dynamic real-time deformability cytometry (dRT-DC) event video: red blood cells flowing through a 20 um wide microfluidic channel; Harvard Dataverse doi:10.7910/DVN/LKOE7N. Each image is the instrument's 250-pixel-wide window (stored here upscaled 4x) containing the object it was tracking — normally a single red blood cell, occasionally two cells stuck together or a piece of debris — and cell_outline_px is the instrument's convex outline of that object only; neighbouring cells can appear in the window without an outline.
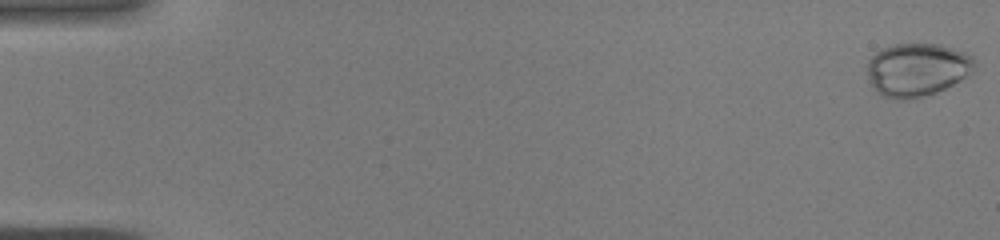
{"species": "common noctule bat (a hibernating species)", "species_latin": "Nyctalus noctula", "temperature_condition": "warm", "stored_images_in_passage": 44, "camera_frame_rate_fps": 3000, "um_per_image_px": 0.085, "animal": {"sex": "male", "body_mass_g": 19.0, "forearm_length_mm": 50.8}, "frame": {"image": 1, "passage_image": 1, "time_ms": 0.0, "image_size_px": [1000, 240], "cell_outline_px": [[972, 72], [960, 80], [936, 92], [912, 100], [896, 100], [884, 96], [876, 92], [868, 76], [868, 60], [880, 48], [896, 44], [940, 44], [964, 52], [972, 56]], "centroid_in_image_um": [77.91, 5.93], "position_along_channel_um": 7.1, "area_um2": 33.06}}
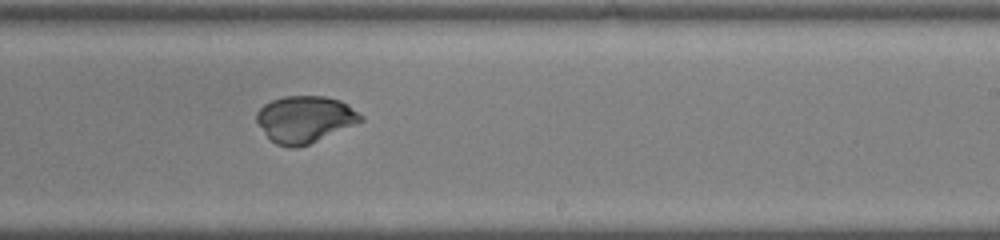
{"frame": {"image": 2, "passage_image": 28, "time_ms": 9.0, "image_size_px": [1000, 240], "cell_outline_px": [[364, 120], [308, 144], [296, 148], [288, 148], [276, 144], [268, 136], [256, 120], [256, 112], [264, 104], [272, 100], [284, 96], [324, 96], [340, 100], [348, 104], [364, 116]], "centroid_in_image_um": [25.92, 10.12], "position_along_channel_um": 263.1, "area_um2": 28.15}}
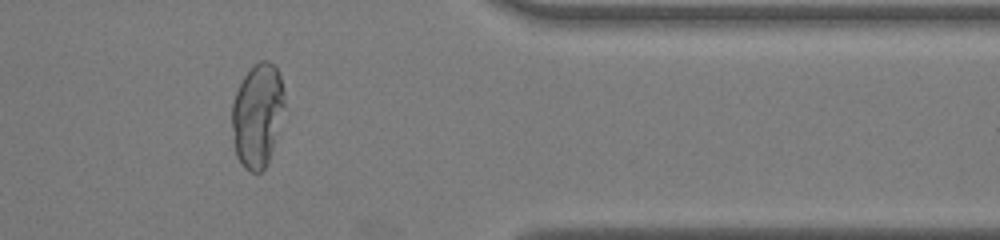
{"frame": {"image": 3, "passage_image": 37, "time_ms": 12.0, "image_size_px": [1000, 240], "cell_outline_px": [[284, 104], [272, 148], [268, 160], [264, 168], [260, 172], [252, 172], [244, 168], [236, 156], [232, 128], [232, 104], [236, 92], [244, 76], [260, 60], [268, 60], [276, 64], [280, 72], [284, 88]], "centroid_in_image_um": [21.88, 9.75], "position_along_channel_um": 389.5, "area_um2": 31.39}}